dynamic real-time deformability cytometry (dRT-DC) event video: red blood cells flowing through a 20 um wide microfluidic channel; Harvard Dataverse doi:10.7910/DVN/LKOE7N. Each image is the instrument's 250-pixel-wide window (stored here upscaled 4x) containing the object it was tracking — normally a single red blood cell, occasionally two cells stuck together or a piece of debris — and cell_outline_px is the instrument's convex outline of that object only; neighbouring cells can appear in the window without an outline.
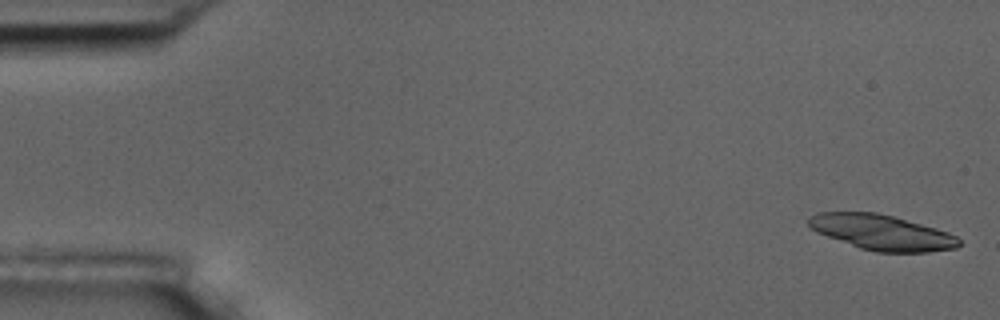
{"species": "common noctule bat (a hibernating species)", "species_latin": "Nyctalus noctula", "temperature_condition": "room temperature", "stored_images_in_passage": 5, "camera_frame_rate_fps": 3000, "um_per_image_px": 0.085, "animal": {"sex": "male", "body_mass_g": 17.5, "forearm_length_mm": 52.3}, "frame": {"image": 1, "passage_image": 1, "time_ms": 0.0, "image_size_px": [1000, 320], "cell_outline_px": [[960, 244], [956, 248], [928, 252], [876, 252], [860, 248], [816, 232], [808, 224], [808, 220], [816, 212], [876, 212], [892, 216], [936, 228], [948, 232], [956, 236], [960, 240]], "centroid_in_image_um": [74.96, 19.75], "position_along_channel_um": 10.0, "area_um2": 30.69}}